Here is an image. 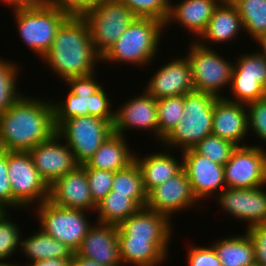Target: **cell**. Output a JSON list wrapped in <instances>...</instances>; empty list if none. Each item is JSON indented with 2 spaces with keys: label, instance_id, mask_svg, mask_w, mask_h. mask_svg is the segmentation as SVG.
I'll return each instance as SVG.
<instances>
[{
  "label": "cell",
  "instance_id": "60d3db41",
  "mask_svg": "<svg viewBox=\"0 0 266 266\" xmlns=\"http://www.w3.org/2000/svg\"><path fill=\"white\" fill-rule=\"evenodd\" d=\"M246 106L248 111V130H252V133L261 142L266 143V101L260 99L250 102Z\"/></svg>",
  "mask_w": 266,
  "mask_h": 266
},
{
  "label": "cell",
  "instance_id": "30bf717a",
  "mask_svg": "<svg viewBox=\"0 0 266 266\" xmlns=\"http://www.w3.org/2000/svg\"><path fill=\"white\" fill-rule=\"evenodd\" d=\"M8 176L14 208L28 209L31 204L38 206L48 200L49 185L40 176L29 152L8 151Z\"/></svg>",
  "mask_w": 266,
  "mask_h": 266
},
{
  "label": "cell",
  "instance_id": "b9f144b4",
  "mask_svg": "<svg viewBox=\"0 0 266 266\" xmlns=\"http://www.w3.org/2000/svg\"><path fill=\"white\" fill-rule=\"evenodd\" d=\"M14 208V197L8 176V151L0 149V209Z\"/></svg>",
  "mask_w": 266,
  "mask_h": 266
},
{
  "label": "cell",
  "instance_id": "ba28073f",
  "mask_svg": "<svg viewBox=\"0 0 266 266\" xmlns=\"http://www.w3.org/2000/svg\"><path fill=\"white\" fill-rule=\"evenodd\" d=\"M205 43L193 39L189 52H186L192 68L194 91L207 92L220 98L223 97L221 90H225L223 87L230 86L235 63L226 60Z\"/></svg>",
  "mask_w": 266,
  "mask_h": 266
},
{
  "label": "cell",
  "instance_id": "bcb514c9",
  "mask_svg": "<svg viewBox=\"0 0 266 266\" xmlns=\"http://www.w3.org/2000/svg\"><path fill=\"white\" fill-rule=\"evenodd\" d=\"M1 2L12 6V10H18L42 7L48 3V0H1Z\"/></svg>",
  "mask_w": 266,
  "mask_h": 266
},
{
  "label": "cell",
  "instance_id": "f1b7e54d",
  "mask_svg": "<svg viewBox=\"0 0 266 266\" xmlns=\"http://www.w3.org/2000/svg\"><path fill=\"white\" fill-rule=\"evenodd\" d=\"M211 244L222 266H247L255 262L253 243L247 233L235 234Z\"/></svg>",
  "mask_w": 266,
  "mask_h": 266
},
{
  "label": "cell",
  "instance_id": "836d02e7",
  "mask_svg": "<svg viewBox=\"0 0 266 266\" xmlns=\"http://www.w3.org/2000/svg\"><path fill=\"white\" fill-rule=\"evenodd\" d=\"M19 68L15 62L0 58V115L22 95L16 83Z\"/></svg>",
  "mask_w": 266,
  "mask_h": 266
},
{
  "label": "cell",
  "instance_id": "2e32d148",
  "mask_svg": "<svg viewBox=\"0 0 266 266\" xmlns=\"http://www.w3.org/2000/svg\"><path fill=\"white\" fill-rule=\"evenodd\" d=\"M48 201L64 208L95 212L97 204L91 197L86 169L78 165L54 180L49 185Z\"/></svg>",
  "mask_w": 266,
  "mask_h": 266
},
{
  "label": "cell",
  "instance_id": "5bb4252c",
  "mask_svg": "<svg viewBox=\"0 0 266 266\" xmlns=\"http://www.w3.org/2000/svg\"><path fill=\"white\" fill-rule=\"evenodd\" d=\"M181 154L183 169L186 171L192 192L198 201L212 195L214 197L226 188L223 165L211 161L193 148L185 149Z\"/></svg>",
  "mask_w": 266,
  "mask_h": 266
},
{
  "label": "cell",
  "instance_id": "4316f807",
  "mask_svg": "<svg viewBox=\"0 0 266 266\" xmlns=\"http://www.w3.org/2000/svg\"><path fill=\"white\" fill-rule=\"evenodd\" d=\"M127 137L112 133L83 167L116 172L134 161L135 152L130 151Z\"/></svg>",
  "mask_w": 266,
  "mask_h": 266
},
{
  "label": "cell",
  "instance_id": "f5cc1de1",
  "mask_svg": "<svg viewBox=\"0 0 266 266\" xmlns=\"http://www.w3.org/2000/svg\"><path fill=\"white\" fill-rule=\"evenodd\" d=\"M247 266H260L258 263H253V264H250V265H247Z\"/></svg>",
  "mask_w": 266,
  "mask_h": 266
},
{
  "label": "cell",
  "instance_id": "7bdbcfd3",
  "mask_svg": "<svg viewBox=\"0 0 266 266\" xmlns=\"http://www.w3.org/2000/svg\"><path fill=\"white\" fill-rule=\"evenodd\" d=\"M187 252L188 266H222L212 245L210 247L193 245Z\"/></svg>",
  "mask_w": 266,
  "mask_h": 266
},
{
  "label": "cell",
  "instance_id": "4dcf8cb0",
  "mask_svg": "<svg viewBox=\"0 0 266 266\" xmlns=\"http://www.w3.org/2000/svg\"><path fill=\"white\" fill-rule=\"evenodd\" d=\"M112 191L127 195L141 208L147 202V192L144 188L142 173L135 160L126 168L114 172Z\"/></svg>",
  "mask_w": 266,
  "mask_h": 266
},
{
  "label": "cell",
  "instance_id": "cb8c5ba5",
  "mask_svg": "<svg viewBox=\"0 0 266 266\" xmlns=\"http://www.w3.org/2000/svg\"><path fill=\"white\" fill-rule=\"evenodd\" d=\"M168 150L167 148L166 153L159 151L157 153L146 154L143 158L137 154L134 156V160L141 170L147 194L153 188L163 184L183 169V157H181V160H177Z\"/></svg>",
  "mask_w": 266,
  "mask_h": 266
},
{
  "label": "cell",
  "instance_id": "f546056e",
  "mask_svg": "<svg viewBox=\"0 0 266 266\" xmlns=\"http://www.w3.org/2000/svg\"><path fill=\"white\" fill-rule=\"evenodd\" d=\"M141 207L127 195L110 191L97 203L98 218L96 222L119 226L129 216L135 214Z\"/></svg>",
  "mask_w": 266,
  "mask_h": 266
},
{
  "label": "cell",
  "instance_id": "e0dca14e",
  "mask_svg": "<svg viewBox=\"0 0 266 266\" xmlns=\"http://www.w3.org/2000/svg\"><path fill=\"white\" fill-rule=\"evenodd\" d=\"M61 140L55 133L50 139L29 151L37 171L48 185L79 165L72 150L66 143L62 144Z\"/></svg>",
  "mask_w": 266,
  "mask_h": 266
},
{
  "label": "cell",
  "instance_id": "603a6c76",
  "mask_svg": "<svg viewBox=\"0 0 266 266\" xmlns=\"http://www.w3.org/2000/svg\"><path fill=\"white\" fill-rule=\"evenodd\" d=\"M222 0H183L173 4L170 1V12L166 20L165 28L174 22L179 23L180 27L200 37L212 17L215 8ZM174 5V6H173ZM174 21V22H173ZM168 25V26H167Z\"/></svg>",
  "mask_w": 266,
  "mask_h": 266
},
{
  "label": "cell",
  "instance_id": "f6af8a7d",
  "mask_svg": "<svg viewBox=\"0 0 266 266\" xmlns=\"http://www.w3.org/2000/svg\"><path fill=\"white\" fill-rule=\"evenodd\" d=\"M102 0H48V3L67 11L69 14L81 15Z\"/></svg>",
  "mask_w": 266,
  "mask_h": 266
},
{
  "label": "cell",
  "instance_id": "ee69618b",
  "mask_svg": "<svg viewBox=\"0 0 266 266\" xmlns=\"http://www.w3.org/2000/svg\"><path fill=\"white\" fill-rule=\"evenodd\" d=\"M245 232L253 243L255 263L266 266V224L251 226Z\"/></svg>",
  "mask_w": 266,
  "mask_h": 266
},
{
  "label": "cell",
  "instance_id": "5b68a950",
  "mask_svg": "<svg viewBox=\"0 0 266 266\" xmlns=\"http://www.w3.org/2000/svg\"><path fill=\"white\" fill-rule=\"evenodd\" d=\"M217 97L193 91L184 95V111L178 125L162 140L169 148L183 151L194 147L206 136L212 134L214 101ZM182 149V150H181Z\"/></svg>",
  "mask_w": 266,
  "mask_h": 266
},
{
  "label": "cell",
  "instance_id": "4fadbf2b",
  "mask_svg": "<svg viewBox=\"0 0 266 266\" xmlns=\"http://www.w3.org/2000/svg\"><path fill=\"white\" fill-rule=\"evenodd\" d=\"M266 186L257 188H224L216 201L234 218L245 221L246 228L266 224Z\"/></svg>",
  "mask_w": 266,
  "mask_h": 266
},
{
  "label": "cell",
  "instance_id": "ab89813d",
  "mask_svg": "<svg viewBox=\"0 0 266 266\" xmlns=\"http://www.w3.org/2000/svg\"><path fill=\"white\" fill-rule=\"evenodd\" d=\"M84 168L86 169L91 197L97 204L112 190L114 172L90 167Z\"/></svg>",
  "mask_w": 266,
  "mask_h": 266
},
{
  "label": "cell",
  "instance_id": "d6a6232c",
  "mask_svg": "<svg viewBox=\"0 0 266 266\" xmlns=\"http://www.w3.org/2000/svg\"><path fill=\"white\" fill-rule=\"evenodd\" d=\"M184 109V95L157 100L158 141L162 140L178 125Z\"/></svg>",
  "mask_w": 266,
  "mask_h": 266
},
{
  "label": "cell",
  "instance_id": "d590c367",
  "mask_svg": "<svg viewBox=\"0 0 266 266\" xmlns=\"http://www.w3.org/2000/svg\"><path fill=\"white\" fill-rule=\"evenodd\" d=\"M197 153L206 156L211 161L225 165L237 148L233 142L210 134L192 147Z\"/></svg>",
  "mask_w": 266,
  "mask_h": 266
},
{
  "label": "cell",
  "instance_id": "7a4b0ae2",
  "mask_svg": "<svg viewBox=\"0 0 266 266\" xmlns=\"http://www.w3.org/2000/svg\"><path fill=\"white\" fill-rule=\"evenodd\" d=\"M42 59L62 81L90 75L95 72L97 62L102 61L91 41L87 22L82 15L73 14L61 24Z\"/></svg>",
  "mask_w": 266,
  "mask_h": 266
},
{
  "label": "cell",
  "instance_id": "681fc988",
  "mask_svg": "<svg viewBox=\"0 0 266 266\" xmlns=\"http://www.w3.org/2000/svg\"><path fill=\"white\" fill-rule=\"evenodd\" d=\"M258 45H260V52L263 54V56L266 58V35L261 37L258 41H257Z\"/></svg>",
  "mask_w": 266,
  "mask_h": 266
},
{
  "label": "cell",
  "instance_id": "e575fe53",
  "mask_svg": "<svg viewBox=\"0 0 266 266\" xmlns=\"http://www.w3.org/2000/svg\"><path fill=\"white\" fill-rule=\"evenodd\" d=\"M231 78H249L266 86V58L260 51L242 54L236 60Z\"/></svg>",
  "mask_w": 266,
  "mask_h": 266
},
{
  "label": "cell",
  "instance_id": "83f0119b",
  "mask_svg": "<svg viewBox=\"0 0 266 266\" xmlns=\"http://www.w3.org/2000/svg\"><path fill=\"white\" fill-rule=\"evenodd\" d=\"M34 235L21 239L20 250L25 257L34 262L51 258L72 259L74 252L64 243L49 236L41 229Z\"/></svg>",
  "mask_w": 266,
  "mask_h": 266
},
{
  "label": "cell",
  "instance_id": "9c48e42d",
  "mask_svg": "<svg viewBox=\"0 0 266 266\" xmlns=\"http://www.w3.org/2000/svg\"><path fill=\"white\" fill-rule=\"evenodd\" d=\"M35 210L40 229L64 243L74 253L78 250L89 228L93 225L88 220L87 211L60 207L48 200L35 206Z\"/></svg>",
  "mask_w": 266,
  "mask_h": 266
},
{
  "label": "cell",
  "instance_id": "3957f363",
  "mask_svg": "<svg viewBox=\"0 0 266 266\" xmlns=\"http://www.w3.org/2000/svg\"><path fill=\"white\" fill-rule=\"evenodd\" d=\"M95 73L86 76L69 77V93L65 100L53 102L54 125L56 129L73 117L93 116L114 123V109L104 86L98 83ZM95 76V77H94Z\"/></svg>",
  "mask_w": 266,
  "mask_h": 266
},
{
  "label": "cell",
  "instance_id": "7402d4cb",
  "mask_svg": "<svg viewBox=\"0 0 266 266\" xmlns=\"http://www.w3.org/2000/svg\"><path fill=\"white\" fill-rule=\"evenodd\" d=\"M248 111L246 104L232 102L224 97L216 98L212 120V134L233 142L242 144L248 135Z\"/></svg>",
  "mask_w": 266,
  "mask_h": 266
},
{
  "label": "cell",
  "instance_id": "ffe728a7",
  "mask_svg": "<svg viewBox=\"0 0 266 266\" xmlns=\"http://www.w3.org/2000/svg\"><path fill=\"white\" fill-rule=\"evenodd\" d=\"M117 235L118 226L95 222L76 253L103 266H123Z\"/></svg>",
  "mask_w": 266,
  "mask_h": 266
},
{
  "label": "cell",
  "instance_id": "f907efd6",
  "mask_svg": "<svg viewBox=\"0 0 266 266\" xmlns=\"http://www.w3.org/2000/svg\"><path fill=\"white\" fill-rule=\"evenodd\" d=\"M17 264V265H16ZM0 266H19V264L18 263H15V262H13V263H7V262H5V263H3V262H0Z\"/></svg>",
  "mask_w": 266,
  "mask_h": 266
},
{
  "label": "cell",
  "instance_id": "277c9868",
  "mask_svg": "<svg viewBox=\"0 0 266 266\" xmlns=\"http://www.w3.org/2000/svg\"><path fill=\"white\" fill-rule=\"evenodd\" d=\"M164 29L165 24L160 20L136 17L102 57L103 63H129L138 67L152 63Z\"/></svg>",
  "mask_w": 266,
  "mask_h": 266
},
{
  "label": "cell",
  "instance_id": "7c38bea8",
  "mask_svg": "<svg viewBox=\"0 0 266 266\" xmlns=\"http://www.w3.org/2000/svg\"><path fill=\"white\" fill-rule=\"evenodd\" d=\"M266 149L260 145L237 146L224 165L226 187L266 186Z\"/></svg>",
  "mask_w": 266,
  "mask_h": 266
},
{
  "label": "cell",
  "instance_id": "ac0fdd59",
  "mask_svg": "<svg viewBox=\"0 0 266 266\" xmlns=\"http://www.w3.org/2000/svg\"><path fill=\"white\" fill-rule=\"evenodd\" d=\"M120 106L114 110V133L125 136L127 129L147 130L158 140L157 100L153 96L143 91Z\"/></svg>",
  "mask_w": 266,
  "mask_h": 266
},
{
  "label": "cell",
  "instance_id": "8fae6325",
  "mask_svg": "<svg viewBox=\"0 0 266 266\" xmlns=\"http://www.w3.org/2000/svg\"><path fill=\"white\" fill-rule=\"evenodd\" d=\"M56 133L72 150L79 165L85 164L99 149L109 135L113 125L98 117L81 116L64 121Z\"/></svg>",
  "mask_w": 266,
  "mask_h": 266
},
{
  "label": "cell",
  "instance_id": "8992f818",
  "mask_svg": "<svg viewBox=\"0 0 266 266\" xmlns=\"http://www.w3.org/2000/svg\"><path fill=\"white\" fill-rule=\"evenodd\" d=\"M22 42L42 58L61 24L71 15L49 3L38 8L12 10Z\"/></svg>",
  "mask_w": 266,
  "mask_h": 266
},
{
  "label": "cell",
  "instance_id": "8d00e7d4",
  "mask_svg": "<svg viewBox=\"0 0 266 266\" xmlns=\"http://www.w3.org/2000/svg\"><path fill=\"white\" fill-rule=\"evenodd\" d=\"M8 214V210L0 212V262L3 263L8 262L5 260L15 254L16 249H20L22 237L21 228L9 218Z\"/></svg>",
  "mask_w": 266,
  "mask_h": 266
},
{
  "label": "cell",
  "instance_id": "484cf974",
  "mask_svg": "<svg viewBox=\"0 0 266 266\" xmlns=\"http://www.w3.org/2000/svg\"><path fill=\"white\" fill-rule=\"evenodd\" d=\"M169 241H139L118 238L122 265L158 266L168 256Z\"/></svg>",
  "mask_w": 266,
  "mask_h": 266
},
{
  "label": "cell",
  "instance_id": "816d5d0a",
  "mask_svg": "<svg viewBox=\"0 0 266 266\" xmlns=\"http://www.w3.org/2000/svg\"><path fill=\"white\" fill-rule=\"evenodd\" d=\"M263 99L266 101V86L264 88V96H263Z\"/></svg>",
  "mask_w": 266,
  "mask_h": 266
},
{
  "label": "cell",
  "instance_id": "6da1fadb",
  "mask_svg": "<svg viewBox=\"0 0 266 266\" xmlns=\"http://www.w3.org/2000/svg\"><path fill=\"white\" fill-rule=\"evenodd\" d=\"M55 133L54 109L48 99L22 94L0 115V149L4 151L29 152Z\"/></svg>",
  "mask_w": 266,
  "mask_h": 266
},
{
  "label": "cell",
  "instance_id": "74e56055",
  "mask_svg": "<svg viewBox=\"0 0 266 266\" xmlns=\"http://www.w3.org/2000/svg\"><path fill=\"white\" fill-rule=\"evenodd\" d=\"M136 17L153 18L165 23L170 12V0H119Z\"/></svg>",
  "mask_w": 266,
  "mask_h": 266
},
{
  "label": "cell",
  "instance_id": "1f68e13d",
  "mask_svg": "<svg viewBox=\"0 0 266 266\" xmlns=\"http://www.w3.org/2000/svg\"><path fill=\"white\" fill-rule=\"evenodd\" d=\"M254 42L266 35V0H231Z\"/></svg>",
  "mask_w": 266,
  "mask_h": 266
},
{
  "label": "cell",
  "instance_id": "d6986e66",
  "mask_svg": "<svg viewBox=\"0 0 266 266\" xmlns=\"http://www.w3.org/2000/svg\"><path fill=\"white\" fill-rule=\"evenodd\" d=\"M149 80L144 89L156 100L181 96L194 91L192 68L187 56L174 58L167 62Z\"/></svg>",
  "mask_w": 266,
  "mask_h": 266
},
{
  "label": "cell",
  "instance_id": "44dd1931",
  "mask_svg": "<svg viewBox=\"0 0 266 266\" xmlns=\"http://www.w3.org/2000/svg\"><path fill=\"white\" fill-rule=\"evenodd\" d=\"M171 219L146 207L140 208L118 226L117 238L139 241H170Z\"/></svg>",
  "mask_w": 266,
  "mask_h": 266
},
{
  "label": "cell",
  "instance_id": "9a60e30c",
  "mask_svg": "<svg viewBox=\"0 0 266 266\" xmlns=\"http://www.w3.org/2000/svg\"><path fill=\"white\" fill-rule=\"evenodd\" d=\"M197 202L199 201L192 192L186 171L182 169L174 177L153 188L147 194L145 207L164 214L170 219L174 216L173 214L176 215L184 209L195 208Z\"/></svg>",
  "mask_w": 266,
  "mask_h": 266
},
{
  "label": "cell",
  "instance_id": "7dc6e473",
  "mask_svg": "<svg viewBox=\"0 0 266 266\" xmlns=\"http://www.w3.org/2000/svg\"><path fill=\"white\" fill-rule=\"evenodd\" d=\"M71 259H58L51 258L46 260H38L31 263H27L25 266H70Z\"/></svg>",
  "mask_w": 266,
  "mask_h": 266
},
{
  "label": "cell",
  "instance_id": "f35d334b",
  "mask_svg": "<svg viewBox=\"0 0 266 266\" xmlns=\"http://www.w3.org/2000/svg\"><path fill=\"white\" fill-rule=\"evenodd\" d=\"M230 84V92H232L234 99L231 98V96L230 98L223 96L229 101L248 104L263 99L264 87L257 81V79L231 78Z\"/></svg>",
  "mask_w": 266,
  "mask_h": 266
},
{
  "label": "cell",
  "instance_id": "c3c4849f",
  "mask_svg": "<svg viewBox=\"0 0 266 266\" xmlns=\"http://www.w3.org/2000/svg\"><path fill=\"white\" fill-rule=\"evenodd\" d=\"M71 266H103V265H100L99 263L91 259L82 257L75 252L71 259Z\"/></svg>",
  "mask_w": 266,
  "mask_h": 266
},
{
  "label": "cell",
  "instance_id": "d4e9b609",
  "mask_svg": "<svg viewBox=\"0 0 266 266\" xmlns=\"http://www.w3.org/2000/svg\"><path fill=\"white\" fill-rule=\"evenodd\" d=\"M241 31H244V27L237 8L231 1L222 0L215 8L204 33L195 41L204 39L215 44L234 41Z\"/></svg>",
  "mask_w": 266,
  "mask_h": 266
},
{
  "label": "cell",
  "instance_id": "52a82bcc",
  "mask_svg": "<svg viewBox=\"0 0 266 266\" xmlns=\"http://www.w3.org/2000/svg\"><path fill=\"white\" fill-rule=\"evenodd\" d=\"M81 15L88 24L91 41L101 57L136 18L133 12L119 0H102Z\"/></svg>",
  "mask_w": 266,
  "mask_h": 266
}]
</instances>
